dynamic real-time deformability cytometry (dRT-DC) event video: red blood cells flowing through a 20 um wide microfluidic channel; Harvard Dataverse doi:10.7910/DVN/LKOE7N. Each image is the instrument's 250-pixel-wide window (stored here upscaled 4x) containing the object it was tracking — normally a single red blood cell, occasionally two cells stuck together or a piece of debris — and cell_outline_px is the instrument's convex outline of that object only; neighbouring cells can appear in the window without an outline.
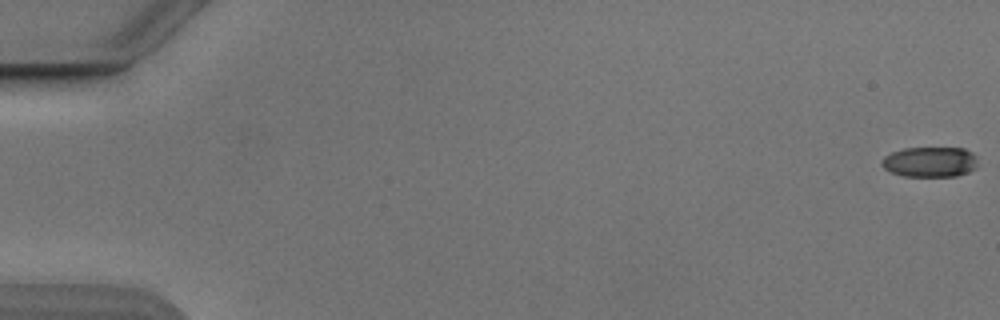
{"species": "Egyptian fruit bat (a non-hibernating species)", "species_latin": "Rousettus aegyptiacus", "temperature_condition": "cold", "stored_images_in_passage": 5, "camera_frame_rate_fps": 3000, "um_per_image_px": 0.085, "animal": {"sex": "male"}, "frame": {"image": 1, "passage_image": 1, "time_ms": 0.0, "image_size_px": [1000, 320], "cell_outline_px": [[976, 168], [968, 172], [956, 176], [904, 176], [892, 172], [884, 168], [880, 164], [880, 160], [884, 156], [892, 152], [904, 148], [964, 148], [972, 152], [976, 156]], "centroid_in_image_um": [79.04, 13.76], "position_along_channel_um": 6.0, "area_um2": 16.99}}